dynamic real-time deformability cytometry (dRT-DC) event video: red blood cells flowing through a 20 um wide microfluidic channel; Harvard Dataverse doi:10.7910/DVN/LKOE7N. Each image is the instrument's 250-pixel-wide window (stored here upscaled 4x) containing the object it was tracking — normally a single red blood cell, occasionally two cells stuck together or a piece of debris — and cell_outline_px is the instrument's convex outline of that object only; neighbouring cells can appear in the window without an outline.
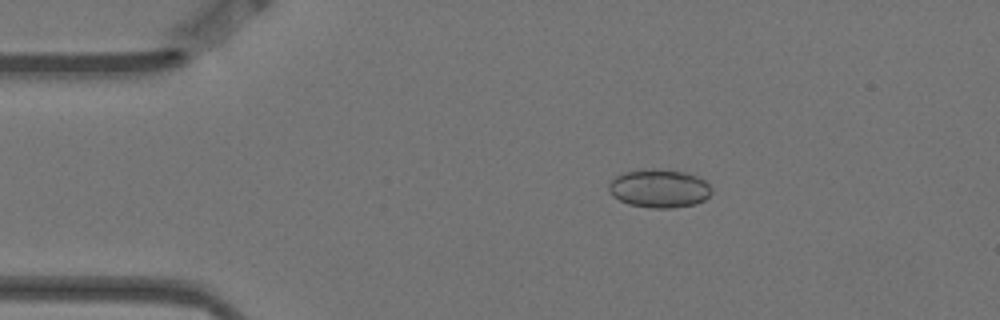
{"species": "Egyptian fruit bat (a non-hibernating species)", "species_latin": "Rousettus aegyptiacus", "temperature_condition": "warm", "stored_images_in_passage": 7, "camera_frame_rate_fps": 3000, "um_per_image_px": 0.085, "animal": {"sex": "female"}, "frame": {"image": 1, "passage_image": 2, "time_ms": 0.333, "image_size_px": [1000, 320], "cell_outline_px": [[712, 192], [704, 200], [696, 204], [672, 208], [652, 208], [628, 204], [612, 196], [608, 188], [608, 184], [616, 176], [624, 172], [644, 168], [684, 172], [696, 176], [704, 180], [708, 184]], "centroid_in_image_um": [56.01, 16.02], "position_along_channel_um": 29.0, "area_um2": 22.95}}
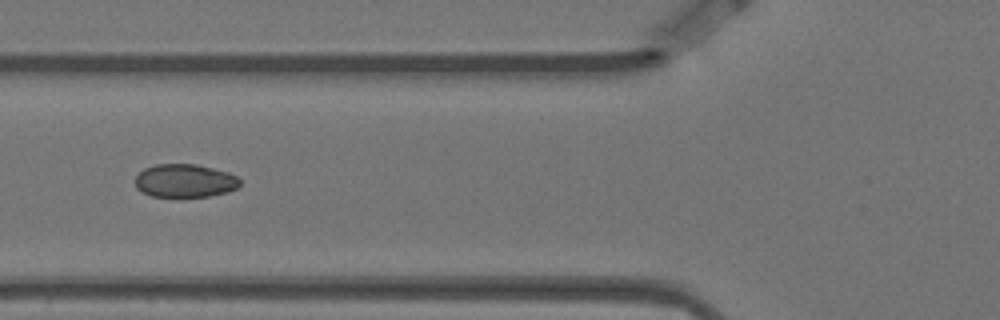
{"frame": {"image": 2, "passage_image": 5, "time_ms": 1.333, "image_size_px": [1000, 320], "cell_outline_px": [[240, 184], [236, 188], [228, 192], [208, 196], [152, 196], [136, 188], [136, 176], [144, 168], [156, 164], [196, 164], [228, 172], [236, 176], [240, 180]], "centroid_in_image_um": [15.72, 15.35], "position_along_channel_um": 110.1, "area_um2": 20.11}}
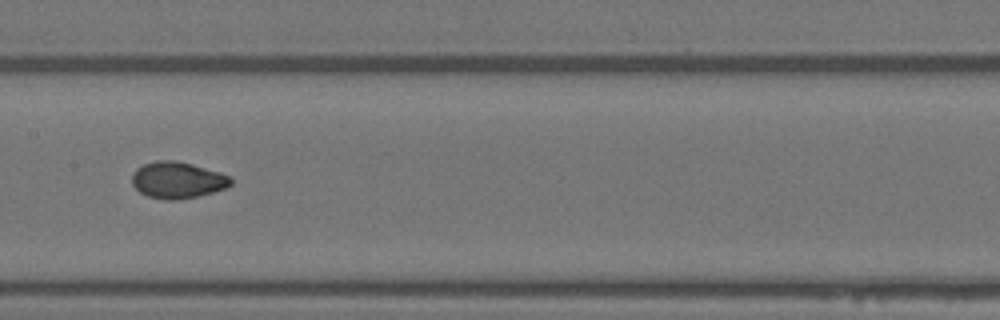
{"frame": {"image": 3, "passage_image": 7, "time_ms": 2.0, "image_size_px": [1000, 320], "cell_outline_px": [[232, 184], [224, 188], [212, 192], [196, 196], [172, 200], [164, 200], [148, 196], [140, 192], [132, 184], [132, 176], [136, 168], [144, 164], [156, 160], [176, 160], [192, 164], [220, 172], [228, 176], [232, 180]], "centroid_in_image_um": [15.06, 15.29], "position_along_channel_um": 192.3, "area_um2": 20.87}}